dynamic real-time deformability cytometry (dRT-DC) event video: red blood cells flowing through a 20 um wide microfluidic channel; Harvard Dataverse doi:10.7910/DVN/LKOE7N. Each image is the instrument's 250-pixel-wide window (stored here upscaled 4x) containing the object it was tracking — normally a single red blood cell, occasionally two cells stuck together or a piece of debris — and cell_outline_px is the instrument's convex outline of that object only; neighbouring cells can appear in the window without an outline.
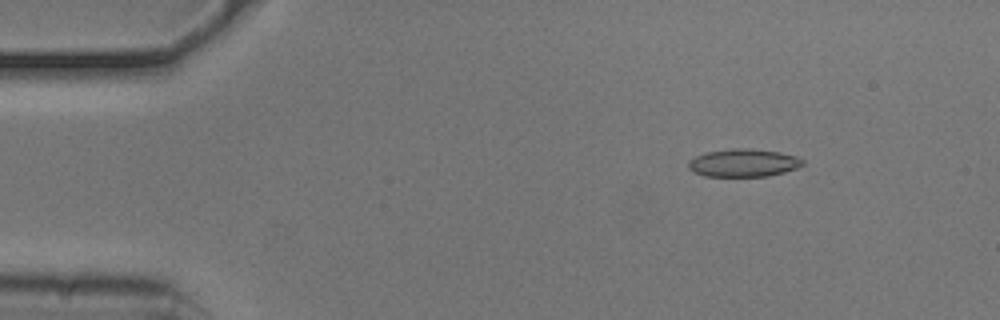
{"species": "common noctule bat (a hibernating species)", "species_latin": "Nyctalus noctula", "temperature_condition": "cold", "stored_images_in_passage": 53, "camera_frame_rate_fps": 3000, "um_per_image_px": 0.085, "animal": {"sex": "male", "body_mass_g": 20.5, "forearm_length_mm": 52.5}, "frame": {"image": 1, "passage_image": 7, "time_ms": 2.0, "image_size_px": [1000, 320], "cell_outline_px": [[804, 164], [796, 168], [784, 172], [768, 176], [704, 176], [692, 172], [688, 168], [688, 160], [704, 152], [732, 148], [748, 148], [780, 152], [796, 156], [804, 160]], "centroid_in_image_um": [63.16, 13.84], "position_along_channel_um": 21.8, "area_um2": 18.73}}
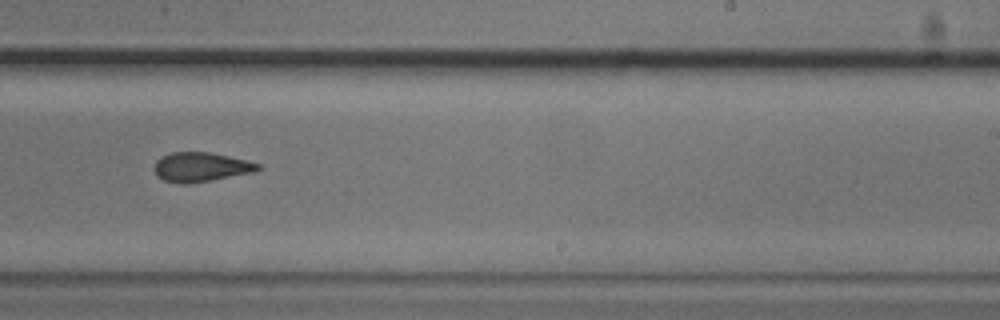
{"frame": {"image": 2, "passage_image": 33, "time_ms": 10.667, "image_size_px": [1000, 320], "cell_outline_px": [[260, 168], [252, 172], [212, 180], [188, 184], [180, 184], [164, 180], [156, 176], [156, 160], [160, 156], [172, 152], [208, 152], [248, 160], [260, 164]], "centroid_in_image_um": [17.05, 14.2], "position_along_channel_um": 271.9, "area_um2": 17.63}}
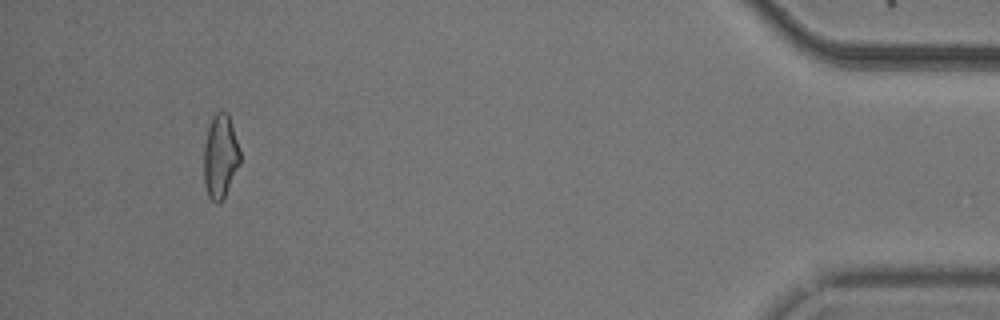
{"frame": {"image": 3, "passage_image": 50, "time_ms": 16.333, "image_size_px": [1000, 320], "cell_outline_px": [[240, 164], [220, 204], [216, 204], [208, 196], [204, 184], [204, 144], [208, 128], [216, 112], [228, 112], [240, 148]], "centroid_in_image_um": [18.73, 13.31], "position_along_channel_um": 416.5, "area_um2": 17.69}, "authors_computed_cell_mechanics": {"area_um2": 18.2648, "velocity_mm_per_s": 3.7598, "shape_relaxation_time_tau1_ms": 4.0197, "shape_relaxation_time_tau2_ms": 2.3752, "deformation_change_tau1": 0.1287, "deformation_change_tau2": 0.0955}}